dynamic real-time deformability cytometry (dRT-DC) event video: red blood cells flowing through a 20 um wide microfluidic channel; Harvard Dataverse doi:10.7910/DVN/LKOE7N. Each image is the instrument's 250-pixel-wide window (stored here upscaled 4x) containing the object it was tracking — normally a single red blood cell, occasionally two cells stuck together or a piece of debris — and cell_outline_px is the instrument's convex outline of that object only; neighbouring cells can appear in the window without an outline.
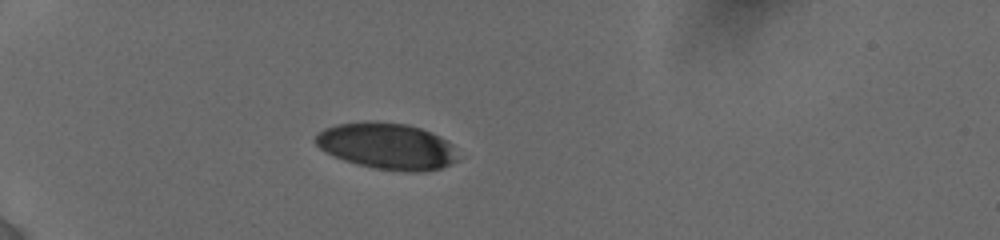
{"species": "human", "species_latin": "Homo sapiens", "temperature_condition": "cold", "stored_images_in_passage": 35, "camera_frame_rate_fps": 3000, "um_per_image_px": 0.085, "donor": {"sex": "female"}, "frame": {"image": 1, "passage_image": 29, "time_ms": 4.0, "image_size_px": [1000, 240], "cell_outline_px": [[460, 160], [440, 168], [424, 172], [404, 172], [376, 168], [356, 164], [344, 160], [320, 148], [312, 140], [324, 128], [336, 124], [364, 120], [376, 120], [408, 124], [420, 128], [440, 136], [452, 144]], "centroid_in_image_um": [32.91, 12.4], "position_along_channel_um": 52.1, "area_um2": 38.9}}